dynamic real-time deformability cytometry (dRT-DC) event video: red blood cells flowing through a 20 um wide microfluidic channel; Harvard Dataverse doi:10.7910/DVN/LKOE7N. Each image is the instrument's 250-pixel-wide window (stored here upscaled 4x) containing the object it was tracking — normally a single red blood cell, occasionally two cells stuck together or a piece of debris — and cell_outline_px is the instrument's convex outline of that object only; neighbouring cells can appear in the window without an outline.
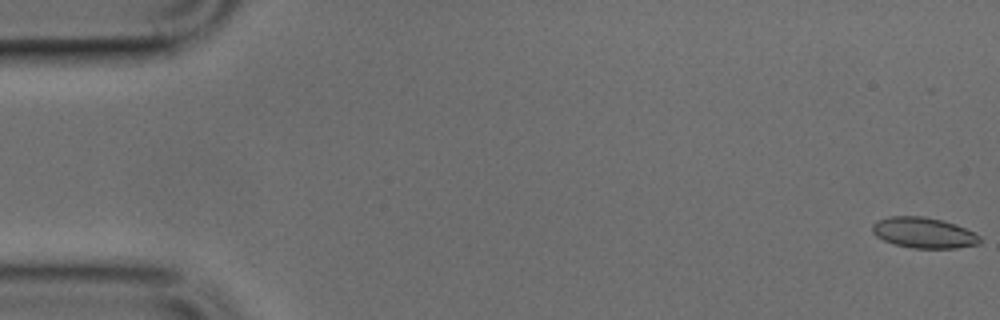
{"species": "common noctule bat (a hibernating species)", "species_latin": "Nyctalus noctula", "temperature_condition": "cold", "stored_images_in_passage": 50, "camera_frame_rate_fps": 3000, "um_per_image_px": 0.085, "animal": {"sex": "male", "body_mass_g": 17.9, "forearm_length_mm": 54.2}, "frame": {"image": 1, "passage_image": 1, "time_ms": 0.0, "image_size_px": [1000, 320], "cell_outline_px": [[980, 244], [956, 248], [912, 248], [896, 244], [884, 240], [876, 236], [872, 232], [872, 224], [888, 216], [924, 216], [956, 224], [980, 236]], "centroid_in_image_um": [78.51, 19.78], "position_along_channel_um": 6.5, "area_um2": 19.07}}
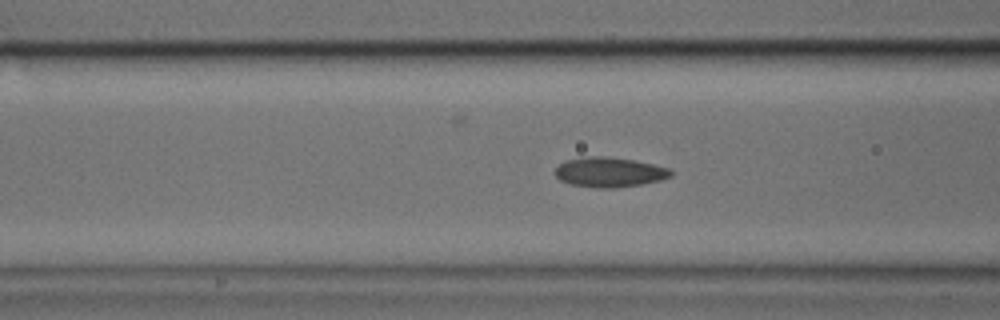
{"frame": {"image": 2, "passage_image": 19, "time_ms": 6.0, "image_size_px": [1000, 320], "cell_outline_px": [[672, 176], [660, 180], [640, 184], [616, 188], [600, 188], [568, 184], [560, 180], [556, 176], [556, 168], [564, 160], [588, 156], [604, 156], [632, 160], [652, 164], [668, 168], [672, 172]], "centroid_in_image_um": [51.77, 14.64], "position_along_channel_um": 114.8, "area_um2": 20.0}}
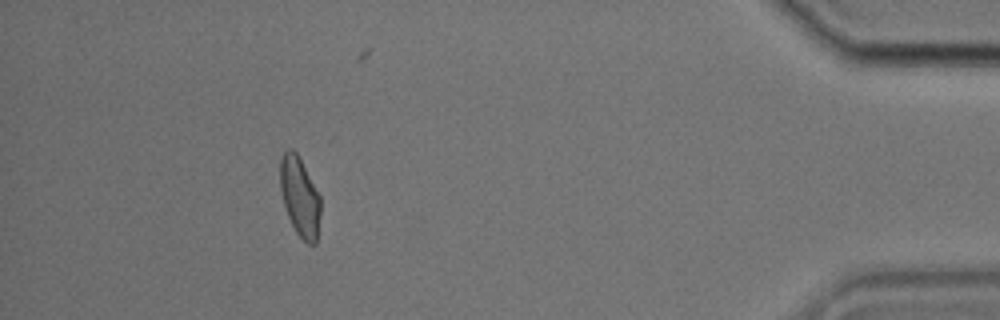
{"frame": {"image": 3, "passage_image": 45, "time_ms": 14.667, "image_size_px": [1000, 320], "cell_outline_px": [[320, 212], [316, 244], [308, 244], [296, 232], [288, 216], [284, 204], [280, 188], [280, 156], [288, 148], [292, 148], [296, 152], [320, 196]], "centroid_in_image_um": [25.47, 16.71], "position_along_channel_um": 409.7, "area_um2": 18.44}}